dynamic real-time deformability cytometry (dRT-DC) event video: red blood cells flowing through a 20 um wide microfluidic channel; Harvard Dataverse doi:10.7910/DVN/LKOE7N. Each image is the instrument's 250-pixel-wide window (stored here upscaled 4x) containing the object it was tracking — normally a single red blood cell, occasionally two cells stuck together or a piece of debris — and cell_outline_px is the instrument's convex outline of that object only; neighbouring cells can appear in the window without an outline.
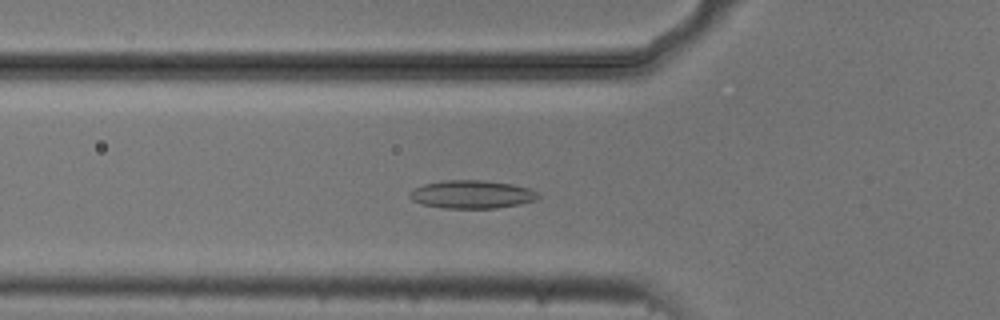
{"species": "common noctule bat (a hibernating species)", "species_latin": "Nyctalus noctula", "temperature_condition": "cold", "stored_images_in_passage": 55, "camera_frame_rate_fps": 3000, "um_per_image_px": 0.085, "animal": {"sex": "male", "body_mass_g": 20.5, "forearm_length_mm": 52.5}, "frame": {"image": 1, "passage_image": 19, "time_ms": 6.0, "image_size_px": [1000, 320], "cell_outline_px": [[540, 196], [536, 200], [520, 204], [496, 208], [444, 208], [424, 204], [412, 200], [408, 196], [408, 192], [424, 184], [444, 180], [484, 180], [512, 184], [528, 188], [536, 192]], "centroid_in_image_um": [40.11, 16.52], "position_along_channel_um": 85.7, "area_um2": 20.98}}
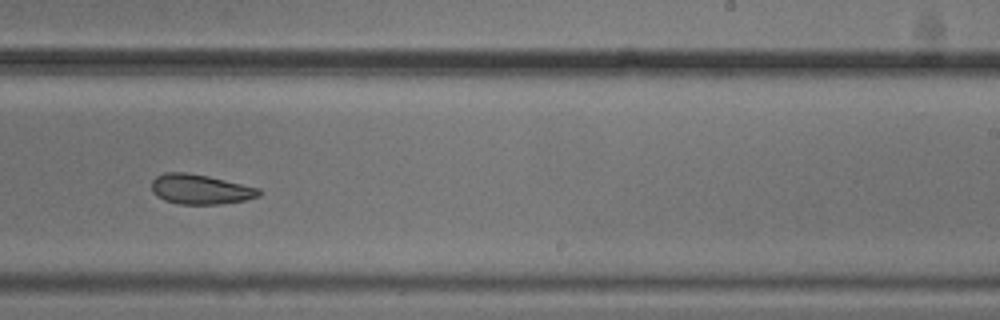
{"frame": {"image": 2, "passage_image": 34, "time_ms": 11.0, "image_size_px": [1000, 320], "cell_outline_px": [[260, 196], [244, 200], [220, 204], [180, 204], [164, 200], [152, 192], [152, 180], [156, 176], [164, 172], [188, 172], [208, 176], [260, 188]], "centroid_in_image_um": [17.01, 16.08], "position_along_channel_um": 272.0, "area_um2": 18.67}}
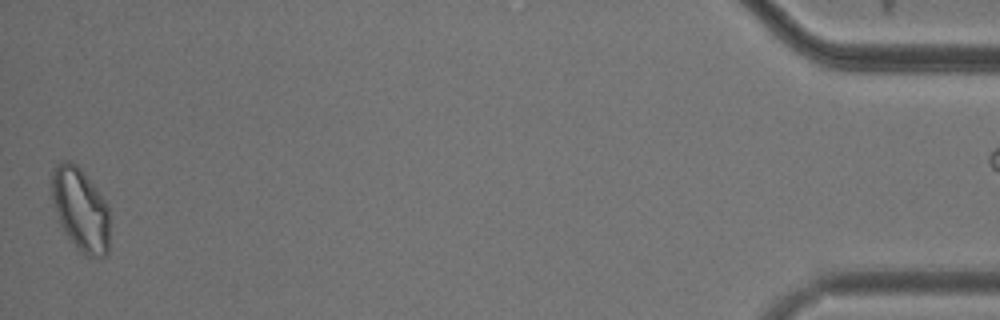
{"frame": {"image": 3, "passage_image": 54, "time_ms": 17.667, "image_size_px": [1000, 320], "cell_outline_px": [[108, 256], [84, 256], [76, 248], [64, 232], [60, 224], [52, 200], [52, 168], [56, 164], [64, 160], [72, 160], [84, 172], [96, 188], [104, 200], [108, 208]], "centroid_in_image_um": [6.82, 17.79], "position_along_channel_um": 428.4, "area_um2": 28.09}}